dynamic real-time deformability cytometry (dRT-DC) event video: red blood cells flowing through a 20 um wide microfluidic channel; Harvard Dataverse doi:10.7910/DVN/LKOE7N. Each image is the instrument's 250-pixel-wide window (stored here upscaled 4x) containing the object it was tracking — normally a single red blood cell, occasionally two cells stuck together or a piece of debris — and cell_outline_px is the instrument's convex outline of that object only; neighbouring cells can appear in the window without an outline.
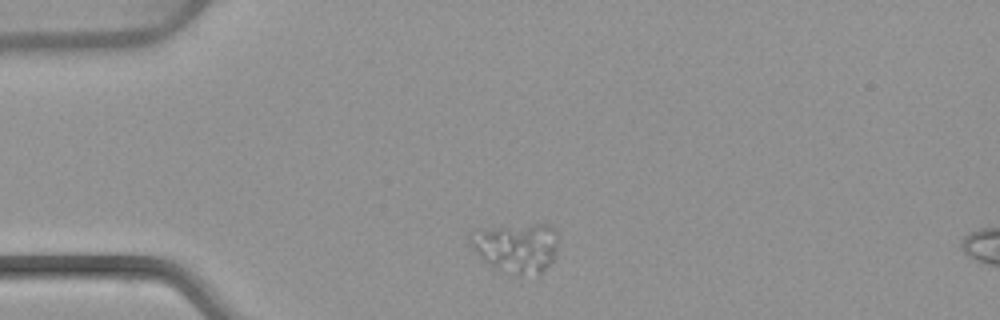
{"species": "common noctule bat (a hibernating species)", "species_latin": "Nyctalus noctula", "temperature_condition": "warm", "stored_images_in_passage": 1, "camera_frame_rate_fps": 3000, "um_per_image_px": 0.085, "animal": {"sex": "female", "body_mass_g": 22.7, "forearm_length_mm": 54.2}, "frame": {"image": 1, "passage_image": 1, "time_ms": 0.0, "image_size_px": [1000, 320], "cell_outline_px": [[556, 256], [540, 272], [516, 272], [496, 268], [484, 260], [472, 248], [468, 236], [468, 232], [472, 228], [532, 224], [548, 224], [556, 228]], "centroid_in_image_um": [43.84, 20.94], "position_along_channel_um": 41.2, "area_um2": 25.03}}